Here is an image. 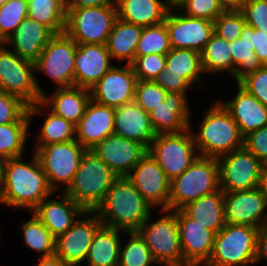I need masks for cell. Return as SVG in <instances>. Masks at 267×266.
I'll use <instances>...</instances> for the list:
<instances>
[{"instance_id": "15", "label": "cell", "mask_w": 267, "mask_h": 266, "mask_svg": "<svg viewBox=\"0 0 267 266\" xmlns=\"http://www.w3.org/2000/svg\"><path fill=\"white\" fill-rule=\"evenodd\" d=\"M165 24L171 48L192 49L201 53L214 34V22L185 15L176 6H171Z\"/></svg>"}, {"instance_id": "56", "label": "cell", "mask_w": 267, "mask_h": 266, "mask_svg": "<svg viewBox=\"0 0 267 266\" xmlns=\"http://www.w3.org/2000/svg\"><path fill=\"white\" fill-rule=\"evenodd\" d=\"M267 204V168L264 166L257 187Z\"/></svg>"}, {"instance_id": "51", "label": "cell", "mask_w": 267, "mask_h": 266, "mask_svg": "<svg viewBox=\"0 0 267 266\" xmlns=\"http://www.w3.org/2000/svg\"><path fill=\"white\" fill-rule=\"evenodd\" d=\"M155 82L167 92L190 93L195 91V88L182 75L168 74L166 69L158 75Z\"/></svg>"}, {"instance_id": "2", "label": "cell", "mask_w": 267, "mask_h": 266, "mask_svg": "<svg viewBox=\"0 0 267 266\" xmlns=\"http://www.w3.org/2000/svg\"><path fill=\"white\" fill-rule=\"evenodd\" d=\"M209 105L204 108L206 111H203L198 125L193 126L195 123L191 122L189 129L199 155L218 159L244 147V136L237 123L217 100Z\"/></svg>"}, {"instance_id": "23", "label": "cell", "mask_w": 267, "mask_h": 266, "mask_svg": "<svg viewBox=\"0 0 267 266\" xmlns=\"http://www.w3.org/2000/svg\"><path fill=\"white\" fill-rule=\"evenodd\" d=\"M114 64L105 44H77L74 86L90 90Z\"/></svg>"}, {"instance_id": "57", "label": "cell", "mask_w": 267, "mask_h": 266, "mask_svg": "<svg viewBox=\"0 0 267 266\" xmlns=\"http://www.w3.org/2000/svg\"><path fill=\"white\" fill-rule=\"evenodd\" d=\"M247 0H220L226 10H239Z\"/></svg>"}, {"instance_id": "6", "label": "cell", "mask_w": 267, "mask_h": 266, "mask_svg": "<svg viewBox=\"0 0 267 266\" xmlns=\"http://www.w3.org/2000/svg\"><path fill=\"white\" fill-rule=\"evenodd\" d=\"M77 43L65 32L55 34L34 62L35 81L41 95L45 94L39 76L48 77L54 88L74 86V62ZM38 78V79H37Z\"/></svg>"}, {"instance_id": "42", "label": "cell", "mask_w": 267, "mask_h": 266, "mask_svg": "<svg viewBox=\"0 0 267 266\" xmlns=\"http://www.w3.org/2000/svg\"><path fill=\"white\" fill-rule=\"evenodd\" d=\"M27 0H7L0 5V37L8 39L27 17Z\"/></svg>"}, {"instance_id": "50", "label": "cell", "mask_w": 267, "mask_h": 266, "mask_svg": "<svg viewBox=\"0 0 267 266\" xmlns=\"http://www.w3.org/2000/svg\"><path fill=\"white\" fill-rule=\"evenodd\" d=\"M244 147L265 165L267 163V126L244 136Z\"/></svg>"}, {"instance_id": "31", "label": "cell", "mask_w": 267, "mask_h": 266, "mask_svg": "<svg viewBox=\"0 0 267 266\" xmlns=\"http://www.w3.org/2000/svg\"><path fill=\"white\" fill-rule=\"evenodd\" d=\"M143 26L123 21L117 17L107 38L106 47L111 59L118 64H131Z\"/></svg>"}, {"instance_id": "5", "label": "cell", "mask_w": 267, "mask_h": 266, "mask_svg": "<svg viewBox=\"0 0 267 266\" xmlns=\"http://www.w3.org/2000/svg\"><path fill=\"white\" fill-rule=\"evenodd\" d=\"M137 232L159 266H184L176 210L153 211Z\"/></svg>"}, {"instance_id": "28", "label": "cell", "mask_w": 267, "mask_h": 266, "mask_svg": "<svg viewBox=\"0 0 267 266\" xmlns=\"http://www.w3.org/2000/svg\"><path fill=\"white\" fill-rule=\"evenodd\" d=\"M114 134L143 144L147 149L156 137L149 113L135 101L114 109Z\"/></svg>"}, {"instance_id": "58", "label": "cell", "mask_w": 267, "mask_h": 266, "mask_svg": "<svg viewBox=\"0 0 267 266\" xmlns=\"http://www.w3.org/2000/svg\"><path fill=\"white\" fill-rule=\"evenodd\" d=\"M5 162H6V159L0 155V185L3 181Z\"/></svg>"}, {"instance_id": "1", "label": "cell", "mask_w": 267, "mask_h": 266, "mask_svg": "<svg viewBox=\"0 0 267 266\" xmlns=\"http://www.w3.org/2000/svg\"><path fill=\"white\" fill-rule=\"evenodd\" d=\"M30 154L6 159L0 185V205L4 208L7 206L12 210L19 209L18 211L23 209L22 212L30 213L54 193L38 157L33 151Z\"/></svg>"}, {"instance_id": "14", "label": "cell", "mask_w": 267, "mask_h": 266, "mask_svg": "<svg viewBox=\"0 0 267 266\" xmlns=\"http://www.w3.org/2000/svg\"><path fill=\"white\" fill-rule=\"evenodd\" d=\"M102 222L94 211H85L65 233L55 238L54 255L67 266H83Z\"/></svg>"}, {"instance_id": "44", "label": "cell", "mask_w": 267, "mask_h": 266, "mask_svg": "<svg viewBox=\"0 0 267 266\" xmlns=\"http://www.w3.org/2000/svg\"><path fill=\"white\" fill-rule=\"evenodd\" d=\"M176 7L189 17L213 22L226 10L220 0H181Z\"/></svg>"}, {"instance_id": "27", "label": "cell", "mask_w": 267, "mask_h": 266, "mask_svg": "<svg viewBox=\"0 0 267 266\" xmlns=\"http://www.w3.org/2000/svg\"><path fill=\"white\" fill-rule=\"evenodd\" d=\"M54 35L47 26L26 17L4 44L19 57L35 62Z\"/></svg>"}, {"instance_id": "18", "label": "cell", "mask_w": 267, "mask_h": 266, "mask_svg": "<svg viewBox=\"0 0 267 266\" xmlns=\"http://www.w3.org/2000/svg\"><path fill=\"white\" fill-rule=\"evenodd\" d=\"M184 266H205L213 251L215 233L176 210Z\"/></svg>"}, {"instance_id": "34", "label": "cell", "mask_w": 267, "mask_h": 266, "mask_svg": "<svg viewBox=\"0 0 267 266\" xmlns=\"http://www.w3.org/2000/svg\"><path fill=\"white\" fill-rule=\"evenodd\" d=\"M168 74L182 75L195 89H205L207 79L201 64V53L192 49L172 48L166 54Z\"/></svg>"}, {"instance_id": "54", "label": "cell", "mask_w": 267, "mask_h": 266, "mask_svg": "<svg viewBox=\"0 0 267 266\" xmlns=\"http://www.w3.org/2000/svg\"><path fill=\"white\" fill-rule=\"evenodd\" d=\"M117 6V0H66V8Z\"/></svg>"}, {"instance_id": "12", "label": "cell", "mask_w": 267, "mask_h": 266, "mask_svg": "<svg viewBox=\"0 0 267 266\" xmlns=\"http://www.w3.org/2000/svg\"><path fill=\"white\" fill-rule=\"evenodd\" d=\"M0 90L19 97L28 106L42 101L34 62L19 57L5 44L0 47Z\"/></svg>"}, {"instance_id": "32", "label": "cell", "mask_w": 267, "mask_h": 266, "mask_svg": "<svg viewBox=\"0 0 267 266\" xmlns=\"http://www.w3.org/2000/svg\"><path fill=\"white\" fill-rule=\"evenodd\" d=\"M223 198L224 191L219 188L189 202L181 210L189 218L217 234L226 224Z\"/></svg>"}, {"instance_id": "39", "label": "cell", "mask_w": 267, "mask_h": 266, "mask_svg": "<svg viewBox=\"0 0 267 266\" xmlns=\"http://www.w3.org/2000/svg\"><path fill=\"white\" fill-rule=\"evenodd\" d=\"M27 2V17L47 26L54 34L65 31L66 0H27Z\"/></svg>"}, {"instance_id": "9", "label": "cell", "mask_w": 267, "mask_h": 266, "mask_svg": "<svg viewBox=\"0 0 267 266\" xmlns=\"http://www.w3.org/2000/svg\"><path fill=\"white\" fill-rule=\"evenodd\" d=\"M30 149L38 157L48 184L54 192H64L68 188L87 150L76 139L57 144L33 146Z\"/></svg>"}, {"instance_id": "61", "label": "cell", "mask_w": 267, "mask_h": 266, "mask_svg": "<svg viewBox=\"0 0 267 266\" xmlns=\"http://www.w3.org/2000/svg\"><path fill=\"white\" fill-rule=\"evenodd\" d=\"M7 0H0V5H3Z\"/></svg>"}, {"instance_id": "11", "label": "cell", "mask_w": 267, "mask_h": 266, "mask_svg": "<svg viewBox=\"0 0 267 266\" xmlns=\"http://www.w3.org/2000/svg\"><path fill=\"white\" fill-rule=\"evenodd\" d=\"M65 33L77 44H106L117 19L116 6L66 8Z\"/></svg>"}, {"instance_id": "59", "label": "cell", "mask_w": 267, "mask_h": 266, "mask_svg": "<svg viewBox=\"0 0 267 266\" xmlns=\"http://www.w3.org/2000/svg\"><path fill=\"white\" fill-rule=\"evenodd\" d=\"M171 6H176L181 0H167Z\"/></svg>"}, {"instance_id": "41", "label": "cell", "mask_w": 267, "mask_h": 266, "mask_svg": "<svg viewBox=\"0 0 267 266\" xmlns=\"http://www.w3.org/2000/svg\"><path fill=\"white\" fill-rule=\"evenodd\" d=\"M169 33L165 22L143 27L135 50V57L148 54L166 55L171 50Z\"/></svg>"}, {"instance_id": "47", "label": "cell", "mask_w": 267, "mask_h": 266, "mask_svg": "<svg viewBox=\"0 0 267 266\" xmlns=\"http://www.w3.org/2000/svg\"><path fill=\"white\" fill-rule=\"evenodd\" d=\"M28 109L19 97L0 90V125L17 122Z\"/></svg>"}, {"instance_id": "43", "label": "cell", "mask_w": 267, "mask_h": 266, "mask_svg": "<svg viewBox=\"0 0 267 266\" xmlns=\"http://www.w3.org/2000/svg\"><path fill=\"white\" fill-rule=\"evenodd\" d=\"M245 25L246 21L240 10H225L214 21V33L227 42H232L241 36Z\"/></svg>"}, {"instance_id": "21", "label": "cell", "mask_w": 267, "mask_h": 266, "mask_svg": "<svg viewBox=\"0 0 267 266\" xmlns=\"http://www.w3.org/2000/svg\"><path fill=\"white\" fill-rule=\"evenodd\" d=\"M91 151L118 177H127L132 168L148 153V149L143 144L116 134L106 137Z\"/></svg>"}, {"instance_id": "48", "label": "cell", "mask_w": 267, "mask_h": 266, "mask_svg": "<svg viewBox=\"0 0 267 266\" xmlns=\"http://www.w3.org/2000/svg\"><path fill=\"white\" fill-rule=\"evenodd\" d=\"M239 10L247 25L267 33V0H247Z\"/></svg>"}, {"instance_id": "29", "label": "cell", "mask_w": 267, "mask_h": 266, "mask_svg": "<svg viewBox=\"0 0 267 266\" xmlns=\"http://www.w3.org/2000/svg\"><path fill=\"white\" fill-rule=\"evenodd\" d=\"M90 100V90L73 86L51 89V92L42 95L41 102L57 116L76 125Z\"/></svg>"}, {"instance_id": "53", "label": "cell", "mask_w": 267, "mask_h": 266, "mask_svg": "<svg viewBox=\"0 0 267 266\" xmlns=\"http://www.w3.org/2000/svg\"><path fill=\"white\" fill-rule=\"evenodd\" d=\"M267 266V225L259 229L257 236V251L255 266Z\"/></svg>"}, {"instance_id": "4", "label": "cell", "mask_w": 267, "mask_h": 266, "mask_svg": "<svg viewBox=\"0 0 267 266\" xmlns=\"http://www.w3.org/2000/svg\"><path fill=\"white\" fill-rule=\"evenodd\" d=\"M118 178L95 153L86 150L79 169L64 193L85 211H95Z\"/></svg>"}, {"instance_id": "36", "label": "cell", "mask_w": 267, "mask_h": 266, "mask_svg": "<svg viewBox=\"0 0 267 266\" xmlns=\"http://www.w3.org/2000/svg\"><path fill=\"white\" fill-rule=\"evenodd\" d=\"M30 126L28 112L15 123L0 125V155L5 159L29 155Z\"/></svg>"}, {"instance_id": "26", "label": "cell", "mask_w": 267, "mask_h": 266, "mask_svg": "<svg viewBox=\"0 0 267 266\" xmlns=\"http://www.w3.org/2000/svg\"><path fill=\"white\" fill-rule=\"evenodd\" d=\"M27 112L30 125H33V121L36 118H41L40 120H42L39 125V131L34 136L33 131L35 130H32L33 127L30 126V139L36 137L33 138L34 142L31 145L44 146L76 139V126L63 117L54 114L42 102L28 106Z\"/></svg>"}, {"instance_id": "7", "label": "cell", "mask_w": 267, "mask_h": 266, "mask_svg": "<svg viewBox=\"0 0 267 266\" xmlns=\"http://www.w3.org/2000/svg\"><path fill=\"white\" fill-rule=\"evenodd\" d=\"M218 189V160L199 155L191 166L170 181L169 210L181 209Z\"/></svg>"}, {"instance_id": "60", "label": "cell", "mask_w": 267, "mask_h": 266, "mask_svg": "<svg viewBox=\"0 0 267 266\" xmlns=\"http://www.w3.org/2000/svg\"><path fill=\"white\" fill-rule=\"evenodd\" d=\"M4 45V41L2 40V38L0 37V47H2Z\"/></svg>"}, {"instance_id": "55", "label": "cell", "mask_w": 267, "mask_h": 266, "mask_svg": "<svg viewBox=\"0 0 267 266\" xmlns=\"http://www.w3.org/2000/svg\"><path fill=\"white\" fill-rule=\"evenodd\" d=\"M38 259V260H37ZM38 261V262H37ZM34 266H67L59 257L56 255L50 257L36 258Z\"/></svg>"}, {"instance_id": "62", "label": "cell", "mask_w": 267, "mask_h": 266, "mask_svg": "<svg viewBox=\"0 0 267 266\" xmlns=\"http://www.w3.org/2000/svg\"><path fill=\"white\" fill-rule=\"evenodd\" d=\"M1 226H2V225H0V228H1V229H0V237H2V235H3V233H1V232H2L1 230L3 229Z\"/></svg>"}, {"instance_id": "35", "label": "cell", "mask_w": 267, "mask_h": 266, "mask_svg": "<svg viewBox=\"0 0 267 266\" xmlns=\"http://www.w3.org/2000/svg\"><path fill=\"white\" fill-rule=\"evenodd\" d=\"M233 58V82L239 83L248 74H251L264 65L255 55L253 47V27L245 25L241 36L229 42Z\"/></svg>"}, {"instance_id": "49", "label": "cell", "mask_w": 267, "mask_h": 266, "mask_svg": "<svg viewBox=\"0 0 267 266\" xmlns=\"http://www.w3.org/2000/svg\"><path fill=\"white\" fill-rule=\"evenodd\" d=\"M239 84L267 107V65L248 74Z\"/></svg>"}, {"instance_id": "16", "label": "cell", "mask_w": 267, "mask_h": 266, "mask_svg": "<svg viewBox=\"0 0 267 266\" xmlns=\"http://www.w3.org/2000/svg\"><path fill=\"white\" fill-rule=\"evenodd\" d=\"M136 83L131 64H114L90 89L91 99L115 109L134 101Z\"/></svg>"}, {"instance_id": "8", "label": "cell", "mask_w": 267, "mask_h": 266, "mask_svg": "<svg viewBox=\"0 0 267 266\" xmlns=\"http://www.w3.org/2000/svg\"><path fill=\"white\" fill-rule=\"evenodd\" d=\"M259 229L226 223L215 235L213 251L205 266H255Z\"/></svg>"}, {"instance_id": "24", "label": "cell", "mask_w": 267, "mask_h": 266, "mask_svg": "<svg viewBox=\"0 0 267 266\" xmlns=\"http://www.w3.org/2000/svg\"><path fill=\"white\" fill-rule=\"evenodd\" d=\"M32 212L56 238L71 228L85 210L64 192H54Z\"/></svg>"}, {"instance_id": "20", "label": "cell", "mask_w": 267, "mask_h": 266, "mask_svg": "<svg viewBox=\"0 0 267 266\" xmlns=\"http://www.w3.org/2000/svg\"><path fill=\"white\" fill-rule=\"evenodd\" d=\"M190 96V93L168 92L165 101L149 112L156 134L180 133L189 128L190 123L195 120L193 113H196L193 112L195 109Z\"/></svg>"}, {"instance_id": "40", "label": "cell", "mask_w": 267, "mask_h": 266, "mask_svg": "<svg viewBox=\"0 0 267 266\" xmlns=\"http://www.w3.org/2000/svg\"><path fill=\"white\" fill-rule=\"evenodd\" d=\"M118 266H159L137 231L124 232Z\"/></svg>"}, {"instance_id": "17", "label": "cell", "mask_w": 267, "mask_h": 266, "mask_svg": "<svg viewBox=\"0 0 267 266\" xmlns=\"http://www.w3.org/2000/svg\"><path fill=\"white\" fill-rule=\"evenodd\" d=\"M127 177L155 210L169 209L170 180L150 154L147 153Z\"/></svg>"}, {"instance_id": "30", "label": "cell", "mask_w": 267, "mask_h": 266, "mask_svg": "<svg viewBox=\"0 0 267 266\" xmlns=\"http://www.w3.org/2000/svg\"><path fill=\"white\" fill-rule=\"evenodd\" d=\"M117 17L143 27L165 21L171 8L167 0H117Z\"/></svg>"}, {"instance_id": "52", "label": "cell", "mask_w": 267, "mask_h": 266, "mask_svg": "<svg viewBox=\"0 0 267 266\" xmlns=\"http://www.w3.org/2000/svg\"><path fill=\"white\" fill-rule=\"evenodd\" d=\"M253 47L255 55L263 65H267V33L253 28Z\"/></svg>"}, {"instance_id": "25", "label": "cell", "mask_w": 267, "mask_h": 266, "mask_svg": "<svg viewBox=\"0 0 267 266\" xmlns=\"http://www.w3.org/2000/svg\"><path fill=\"white\" fill-rule=\"evenodd\" d=\"M114 124V108L96 103L91 99L83 117L75 125L76 140L81 146L91 150L106 137L114 134Z\"/></svg>"}, {"instance_id": "3", "label": "cell", "mask_w": 267, "mask_h": 266, "mask_svg": "<svg viewBox=\"0 0 267 266\" xmlns=\"http://www.w3.org/2000/svg\"><path fill=\"white\" fill-rule=\"evenodd\" d=\"M153 211L128 177H119L94 212L104 226L131 232L137 231Z\"/></svg>"}, {"instance_id": "33", "label": "cell", "mask_w": 267, "mask_h": 266, "mask_svg": "<svg viewBox=\"0 0 267 266\" xmlns=\"http://www.w3.org/2000/svg\"><path fill=\"white\" fill-rule=\"evenodd\" d=\"M124 232L102 225L93 237L83 266H118Z\"/></svg>"}, {"instance_id": "10", "label": "cell", "mask_w": 267, "mask_h": 266, "mask_svg": "<svg viewBox=\"0 0 267 266\" xmlns=\"http://www.w3.org/2000/svg\"><path fill=\"white\" fill-rule=\"evenodd\" d=\"M148 154L157 161L170 181L199 156L189 128L180 133L156 134L148 147Z\"/></svg>"}, {"instance_id": "37", "label": "cell", "mask_w": 267, "mask_h": 266, "mask_svg": "<svg viewBox=\"0 0 267 266\" xmlns=\"http://www.w3.org/2000/svg\"><path fill=\"white\" fill-rule=\"evenodd\" d=\"M201 64L206 78L212 76L214 79L216 75L224 78L225 74L233 78V58L229 42L214 33L201 52Z\"/></svg>"}, {"instance_id": "19", "label": "cell", "mask_w": 267, "mask_h": 266, "mask_svg": "<svg viewBox=\"0 0 267 266\" xmlns=\"http://www.w3.org/2000/svg\"><path fill=\"white\" fill-rule=\"evenodd\" d=\"M225 221L261 228L267 225V204L258 188L224 192Z\"/></svg>"}, {"instance_id": "22", "label": "cell", "mask_w": 267, "mask_h": 266, "mask_svg": "<svg viewBox=\"0 0 267 266\" xmlns=\"http://www.w3.org/2000/svg\"><path fill=\"white\" fill-rule=\"evenodd\" d=\"M235 87V88H234ZM232 89H237L231 98H215L237 123L243 136L267 126V107L259 102L239 83ZM227 99V100H226Z\"/></svg>"}, {"instance_id": "45", "label": "cell", "mask_w": 267, "mask_h": 266, "mask_svg": "<svg viewBox=\"0 0 267 266\" xmlns=\"http://www.w3.org/2000/svg\"><path fill=\"white\" fill-rule=\"evenodd\" d=\"M137 80L155 81L166 68V55L148 54L135 57L131 63Z\"/></svg>"}, {"instance_id": "46", "label": "cell", "mask_w": 267, "mask_h": 266, "mask_svg": "<svg viewBox=\"0 0 267 266\" xmlns=\"http://www.w3.org/2000/svg\"><path fill=\"white\" fill-rule=\"evenodd\" d=\"M168 92L155 81L137 80L134 101L147 113L165 101Z\"/></svg>"}, {"instance_id": "38", "label": "cell", "mask_w": 267, "mask_h": 266, "mask_svg": "<svg viewBox=\"0 0 267 266\" xmlns=\"http://www.w3.org/2000/svg\"><path fill=\"white\" fill-rule=\"evenodd\" d=\"M31 217V218H30ZM27 220L19 221L18 228L21 231L22 242L28 250L35 252V258L50 257L55 252V237L50 233L47 227L30 212Z\"/></svg>"}, {"instance_id": "13", "label": "cell", "mask_w": 267, "mask_h": 266, "mask_svg": "<svg viewBox=\"0 0 267 266\" xmlns=\"http://www.w3.org/2000/svg\"><path fill=\"white\" fill-rule=\"evenodd\" d=\"M218 160L219 188L224 192L251 190L258 187L264 164L245 147Z\"/></svg>"}]
</instances>
